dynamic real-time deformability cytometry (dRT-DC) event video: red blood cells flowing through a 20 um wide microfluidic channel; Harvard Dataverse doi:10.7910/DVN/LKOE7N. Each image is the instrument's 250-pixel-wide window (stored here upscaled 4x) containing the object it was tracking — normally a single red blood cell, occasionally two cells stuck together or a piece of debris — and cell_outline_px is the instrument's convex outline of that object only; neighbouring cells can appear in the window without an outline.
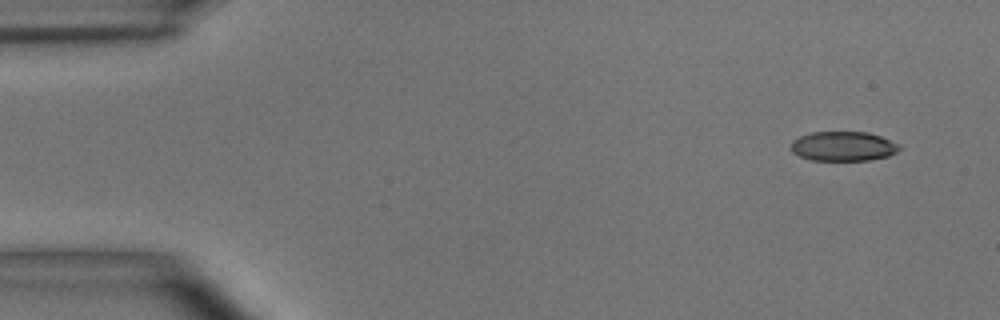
{"species": "common noctule bat (a hibernating species)", "species_latin": "Nyctalus noctula", "temperature_condition": "room temperature", "stored_images_in_passage": 14, "camera_frame_rate_fps": 3000, "um_per_image_px": 0.085, "animal": {"sex": "male", "body_mass_g": 15.6}, "frame": {"image": 1, "passage_image": 1, "time_ms": 0.0, "image_size_px": [1000, 320], "cell_outline_px": [[900, 148], [896, 152], [888, 156], [868, 160], [812, 160], [800, 156], [792, 152], [792, 140], [800, 136], [812, 132], [868, 132], [880, 136], [900, 144]], "centroid_in_image_um": [71.68, 12.43], "position_along_channel_um": 13.3, "area_um2": 18.55}}
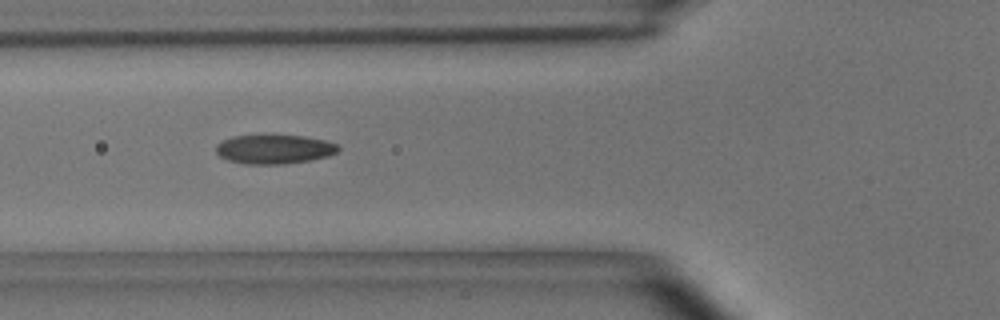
{"frame": {"image": 2, "passage_image": 5, "time_ms": 1.333, "image_size_px": [1000, 320], "cell_outline_px": [[340, 148], [336, 152], [328, 156], [312, 160], [284, 164], [244, 164], [228, 160], [220, 156], [216, 152], [216, 144], [232, 136], [304, 136], [324, 140], [336, 144]], "centroid_in_image_um": [23.3, 12.7], "position_along_channel_um": 102.5, "area_um2": 20.58}}
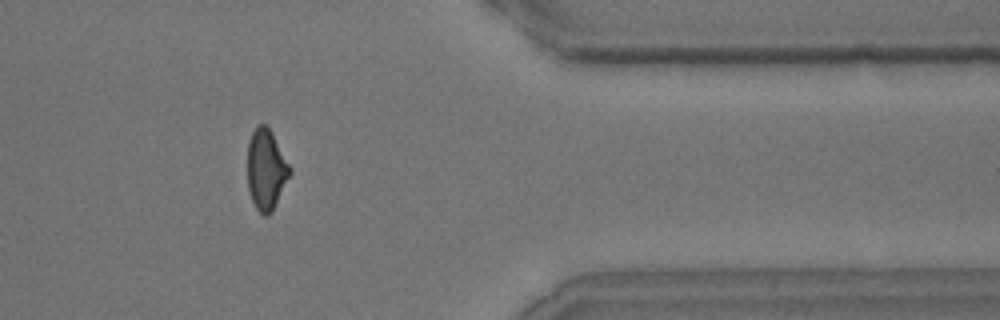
{"frame": {"image": 3, "passage_image": 12, "time_ms": 3.667, "image_size_px": [1000, 320], "cell_outline_px": [[292, 172], [272, 212], [268, 216], [264, 216], [256, 208], [252, 200], [248, 188], [248, 140], [256, 124], [264, 124], [272, 132], [292, 168]], "centroid_in_image_um": [22.63, 14.4], "position_along_channel_um": 388.8, "area_um2": 20.06}}